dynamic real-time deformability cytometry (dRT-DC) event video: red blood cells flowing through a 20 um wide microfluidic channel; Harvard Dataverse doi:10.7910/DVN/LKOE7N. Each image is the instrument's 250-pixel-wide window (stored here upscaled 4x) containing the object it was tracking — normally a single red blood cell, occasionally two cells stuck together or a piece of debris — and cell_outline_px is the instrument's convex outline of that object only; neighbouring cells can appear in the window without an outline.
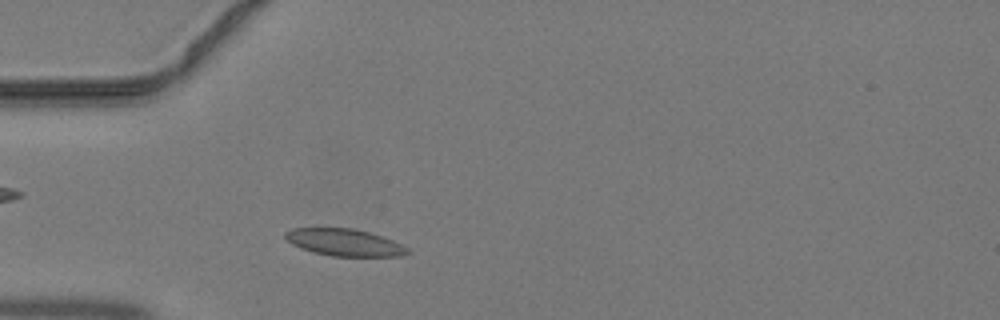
{"species": "common noctule bat (a hibernating species)", "species_latin": "Nyctalus noctula", "temperature_condition": "warm", "stored_images_in_passage": 31, "camera_frame_rate_fps": 3000, "um_per_image_px": 0.085, "animal": {"sex": "male", "body_mass_g": 19.2, "forearm_length_mm": 51.8}, "frame": {"image": 1, "passage_image": 5, "time_ms": 1.333, "image_size_px": [1000, 320], "cell_outline_px": [[412, 252], [400, 256], [332, 256], [312, 252], [300, 248], [292, 244], [284, 236], [284, 232], [292, 228], [352, 228], [368, 232], [392, 240], [408, 248]], "centroid_in_image_um": [29.25, 20.61], "position_along_channel_um": 55.7, "area_um2": 19.19}}
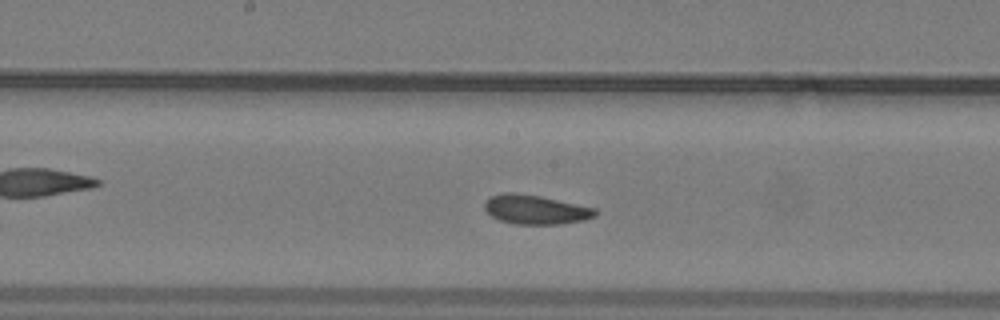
{"frame": {"image": 2, "passage_image": 15, "time_ms": 4.667, "image_size_px": [1000, 320], "cell_outline_px": [[600, 212], [596, 216], [584, 220], [560, 224], [516, 224], [500, 220], [492, 216], [484, 208], [484, 204], [492, 196], [504, 192], [512, 192], [540, 196], [596, 208]], "centroid_in_image_um": [45.57, 17.82], "position_along_channel_um": 202.6, "area_um2": 18.79}}
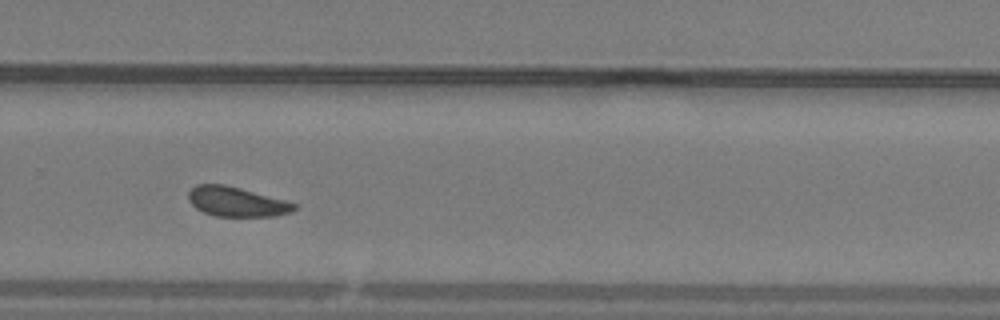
{"frame": {"image": 3, "passage_image": 22, "time_ms": 7.0, "image_size_px": [1000, 320], "cell_outline_px": [[296, 208], [292, 212], [276, 216], [216, 216], [204, 212], [196, 208], [188, 200], [188, 192], [196, 184], [224, 184], [240, 188], [284, 200], [296, 204]], "centroid_in_image_um": [20.09, 17.15], "position_along_channel_um": 309.7, "area_um2": 18.15}}